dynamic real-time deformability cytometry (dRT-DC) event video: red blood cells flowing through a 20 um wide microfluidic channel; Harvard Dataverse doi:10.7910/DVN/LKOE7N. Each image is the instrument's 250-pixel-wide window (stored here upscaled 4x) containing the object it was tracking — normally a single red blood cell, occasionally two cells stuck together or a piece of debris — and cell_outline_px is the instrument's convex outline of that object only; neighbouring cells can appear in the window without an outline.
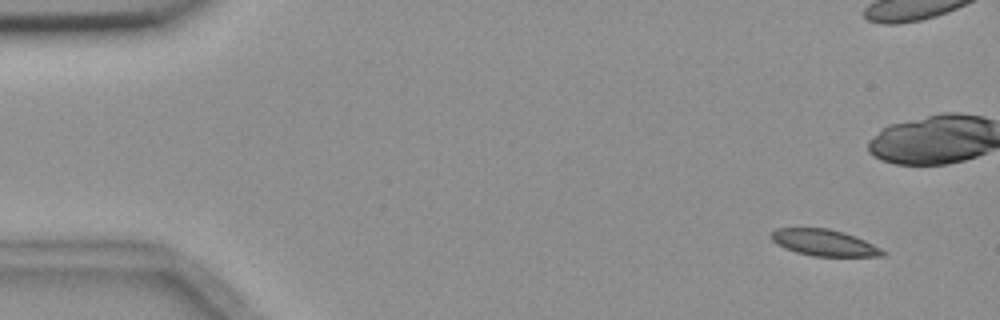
{"species": "common noctule bat (a hibernating species)", "species_latin": "Nyctalus noctula", "temperature_condition": "room temperature", "stored_images_in_passage": 9, "camera_frame_rate_fps": 3000, "um_per_image_px": 0.085, "animal": {"sex": "female", "body_mass_g": 18.4}, "frame": {"image": 1, "passage_image": 1, "time_ms": 0.0, "image_size_px": [1000, 320], "cell_outline_px": [[884, 256], [812, 256], [796, 252], [784, 248], [776, 244], [768, 236], [776, 228], [828, 228], [844, 232], [856, 236], [880, 248], [884, 252]], "centroid_in_image_um": [70.0, 20.62], "position_along_channel_um": 15.0, "area_um2": 17.17}}